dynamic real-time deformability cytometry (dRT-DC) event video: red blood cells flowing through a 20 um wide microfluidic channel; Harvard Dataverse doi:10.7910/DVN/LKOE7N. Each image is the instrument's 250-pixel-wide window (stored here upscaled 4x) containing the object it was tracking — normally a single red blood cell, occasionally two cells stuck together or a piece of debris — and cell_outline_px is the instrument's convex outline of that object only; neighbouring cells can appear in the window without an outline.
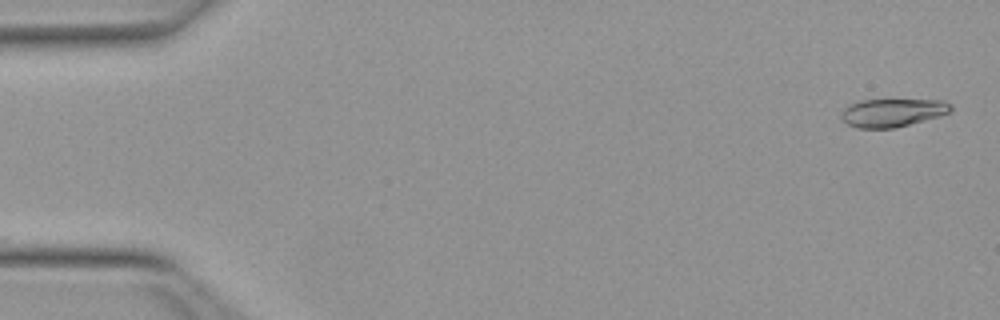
{"species": "Egyptian fruit bat (a non-hibernating species)", "species_latin": "Rousettus aegyptiacus", "temperature_condition": "warm", "stored_images_in_passage": 9, "camera_frame_rate_fps": 3000, "um_per_image_px": 0.085, "animal": {"sex": "female"}, "frame": {"image": 1, "passage_image": 2, "time_ms": 0.333, "image_size_px": [1000, 320], "cell_outline_px": [[952, 112], [940, 116], [896, 128], [856, 128], [848, 124], [840, 116], [840, 112], [848, 104], [860, 100], [944, 100], [952, 104]], "centroid_in_image_um": [75.87, 9.57], "position_along_channel_um": 9.1, "area_um2": 18.21}}